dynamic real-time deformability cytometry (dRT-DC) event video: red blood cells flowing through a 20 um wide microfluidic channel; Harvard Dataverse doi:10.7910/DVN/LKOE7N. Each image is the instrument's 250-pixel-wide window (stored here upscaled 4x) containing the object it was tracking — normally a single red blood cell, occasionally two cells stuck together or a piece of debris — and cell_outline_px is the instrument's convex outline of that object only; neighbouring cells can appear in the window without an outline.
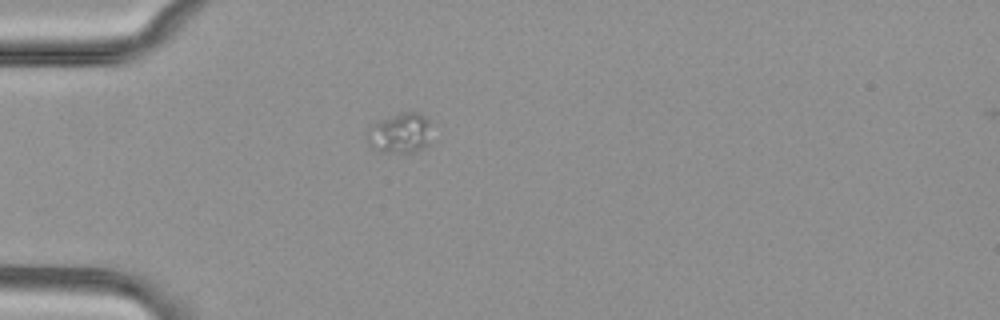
{"species": "common noctule bat (a hibernating species)", "species_latin": "Nyctalus noctula", "temperature_condition": "cold", "stored_images_in_passage": 15, "camera_frame_rate_fps": 3000, "um_per_image_px": 0.085, "animal": {"sex": "female", "body_mass_g": 29.2, "forearm_length_mm": 56.3}, "frame": {"image": 1, "passage_image": 1, "time_ms": 0.0, "image_size_px": [1000, 320], "cell_outline_px": [[428, 144], [424, 148], [416, 152], [380, 152], [372, 148], [368, 144], [368, 124], [396, 112], [420, 112], [428, 120]], "centroid_in_image_um": [33.93, 11.29], "position_along_channel_um": 51.1, "area_um2": 15.32}}